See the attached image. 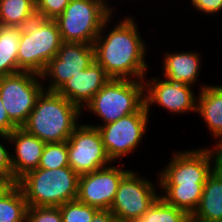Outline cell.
I'll return each instance as SVG.
<instances>
[{
	"instance_id": "f1b7e54d",
	"label": "cell",
	"mask_w": 222,
	"mask_h": 222,
	"mask_svg": "<svg viewBox=\"0 0 222 222\" xmlns=\"http://www.w3.org/2000/svg\"><path fill=\"white\" fill-rule=\"evenodd\" d=\"M191 3L198 11L209 15L222 11V0H191Z\"/></svg>"
},
{
	"instance_id": "ffe728a7",
	"label": "cell",
	"mask_w": 222,
	"mask_h": 222,
	"mask_svg": "<svg viewBox=\"0 0 222 222\" xmlns=\"http://www.w3.org/2000/svg\"><path fill=\"white\" fill-rule=\"evenodd\" d=\"M22 27L0 25V78L18 73V46Z\"/></svg>"
},
{
	"instance_id": "d6986e66",
	"label": "cell",
	"mask_w": 222,
	"mask_h": 222,
	"mask_svg": "<svg viewBox=\"0 0 222 222\" xmlns=\"http://www.w3.org/2000/svg\"><path fill=\"white\" fill-rule=\"evenodd\" d=\"M200 54L194 52L167 53L163 58L162 76L171 83L189 84L191 86L198 81L200 72Z\"/></svg>"
},
{
	"instance_id": "4fadbf2b",
	"label": "cell",
	"mask_w": 222,
	"mask_h": 222,
	"mask_svg": "<svg viewBox=\"0 0 222 222\" xmlns=\"http://www.w3.org/2000/svg\"><path fill=\"white\" fill-rule=\"evenodd\" d=\"M130 170L108 165L79 175L77 199L100 210H109L120 181Z\"/></svg>"
},
{
	"instance_id": "1f68e13d",
	"label": "cell",
	"mask_w": 222,
	"mask_h": 222,
	"mask_svg": "<svg viewBox=\"0 0 222 222\" xmlns=\"http://www.w3.org/2000/svg\"><path fill=\"white\" fill-rule=\"evenodd\" d=\"M117 219L115 216L111 213L110 210H98L93 219L92 222H115Z\"/></svg>"
},
{
	"instance_id": "d6a6232c",
	"label": "cell",
	"mask_w": 222,
	"mask_h": 222,
	"mask_svg": "<svg viewBox=\"0 0 222 222\" xmlns=\"http://www.w3.org/2000/svg\"><path fill=\"white\" fill-rule=\"evenodd\" d=\"M218 151H219L220 158H221V161H222V145L219 146Z\"/></svg>"
},
{
	"instance_id": "5b68a950",
	"label": "cell",
	"mask_w": 222,
	"mask_h": 222,
	"mask_svg": "<svg viewBox=\"0 0 222 222\" xmlns=\"http://www.w3.org/2000/svg\"><path fill=\"white\" fill-rule=\"evenodd\" d=\"M63 43L55 20L36 17L22 28L18 72L42 74Z\"/></svg>"
},
{
	"instance_id": "f546056e",
	"label": "cell",
	"mask_w": 222,
	"mask_h": 222,
	"mask_svg": "<svg viewBox=\"0 0 222 222\" xmlns=\"http://www.w3.org/2000/svg\"><path fill=\"white\" fill-rule=\"evenodd\" d=\"M0 173L13 175L11 166V153L0 142Z\"/></svg>"
},
{
	"instance_id": "30bf717a",
	"label": "cell",
	"mask_w": 222,
	"mask_h": 222,
	"mask_svg": "<svg viewBox=\"0 0 222 222\" xmlns=\"http://www.w3.org/2000/svg\"><path fill=\"white\" fill-rule=\"evenodd\" d=\"M157 192L150 180L131 170L120 181L109 210L119 221H138L159 197Z\"/></svg>"
},
{
	"instance_id": "9a60e30c",
	"label": "cell",
	"mask_w": 222,
	"mask_h": 222,
	"mask_svg": "<svg viewBox=\"0 0 222 222\" xmlns=\"http://www.w3.org/2000/svg\"><path fill=\"white\" fill-rule=\"evenodd\" d=\"M110 79L104 68L94 61L88 68L65 81L56 92L82 110Z\"/></svg>"
},
{
	"instance_id": "8992f818",
	"label": "cell",
	"mask_w": 222,
	"mask_h": 222,
	"mask_svg": "<svg viewBox=\"0 0 222 222\" xmlns=\"http://www.w3.org/2000/svg\"><path fill=\"white\" fill-rule=\"evenodd\" d=\"M104 0H70L61 15L54 19L63 42L94 44L113 8Z\"/></svg>"
},
{
	"instance_id": "e0dca14e",
	"label": "cell",
	"mask_w": 222,
	"mask_h": 222,
	"mask_svg": "<svg viewBox=\"0 0 222 222\" xmlns=\"http://www.w3.org/2000/svg\"><path fill=\"white\" fill-rule=\"evenodd\" d=\"M191 222H222V162L208 176Z\"/></svg>"
},
{
	"instance_id": "5bb4252c",
	"label": "cell",
	"mask_w": 222,
	"mask_h": 222,
	"mask_svg": "<svg viewBox=\"0 0 222 222\" xmlns=\"http://www.w3.org/2000/svg\"><path fill=\"white\" fill-rule=\"evenodd\" d=\"M154 77L144 80V105L148 112L152 104L159 105L173 115L188 111L196 112L197 96L189 84L171 83L169 80ZM146 81V82H145ZM196 96V97H195Z\"/></svg>"
},
{
	"instance_id": "9c48e42d",
	"label": "cell",
	"mask_w": 222,
	"mask_h": 222,
	"mask_svg": "<svg viewBox=\"0 0 222 222\" xmlns=\"http://www.w3.org/2000/svg\"><path fill=\"white\" fill-rule=\"evenodd\" d=\"M149 112L143 104L135 113L129 114L106 125H91L99 130L108 157L124 158L135 151L147 130Z\"/></svg>"
},
{
	"instance_id": "4316f807",
	"label": "cell",
	"mask_w": 222,
	"mask_h": 222,
	"mask_svg": "<svg viewBox=\"0 0 222 222\" xmlns=\"http://www.w3.org/2000/svg\"><path fill=\"white\" fill-rule=\"evenodd\" d=\"M70 0H35L37 17L56 19L62 14Z\"/></svg>"
},
{
	"instance_id": "6da1fadb",
	"label": "cell",
	"mask_w": 222,
	"mask_h": 222,
	"mask_svg": "<svg viewBox=\"0 0 222 222\" xmlns=\"http://www.w3.org/2000/svg\"><path fill=\"white\" fill-rule=\"evenodd\" d=\"M161 173L158 185L164 189L159 195L166 203L186 212L196 211L208 176L222 162L218 148L175 151ZM213 164V165H211Z\"/></svg>"
},
{
	"instance_id": "2e32d148",
	"label": "cell",
	"mask_w": 222,
	"mask_h": 222,
	"mask_svg": "<svg viewBox=\"0 0 222 222\" xmlns=\"http://www.w3.org/2000/svg\"><path fill=\"white\" fill-rule=\"evenodd\" d=\"M8 136L9 142L15 146L11 166L13 178L17 181L27 172L38 168L46 143L23 128L14 129Z\"/></svg>"
},
{
	"instance_id": "3957f363",
	"label": "cell",
	"mask_w": 222,
	"mask_h": 222,
	"mask_svg": "<svg viewBox=\"0 0 222 222\" xmlns=\"http://www.w3.org/2000/svg\"><path fill=\"white\" fill-rule=\"evenodd\" d=\"M81 113L76 104L56 91L43 90L21 128L45 143L65 142L79 125Z\"/></svg>"
},
{
	"instance_id": "7c38bea8",
	"label": "cell",
	"mask_w": 222,
	"mask_h": 222,
	"mask_svg": "<svg viewBox=\"0 0 222 222\" xmlns=\"http://www.w3.org/2000/svg\"><path fill=\"white\" fill-rule=\"evenodd\" d=\"M94 61L93 44L63 42L57 55L49 61L46 69L41 74L42 79L51 80L44 90L57 91L65 81L88 68Z\"/></svg>"
},
{
	"instance_id": "484cf974",
	"label": "cell",
	"mask_w": 222,
	"mask_h": 222,
	"mask_svg": "<svg viewBox=\"0 0 222 222\" xmlns=\"http://www.w3.org/2000/svg\"><path fill=\"white\" fill-rule=\"evenodd\" d=\"M26 222H63L59 207H28Z\"/></svg>"
},
{
	"instance_id": "d4e9b609",
	"label": "cell",
	"mask_w": 222,
	"mask_h": 222,
	"mask_svg": "<svg viewBox=\"0 0 222 222\" xmlns=\"http://www.w3.org/2000/svg\"><path fill=\"white\" fill-rule=\"evenodd\" d=\"M59 209L63 222H92L95 213L99 210L80 202L78 199L60 205Z\"/></svg>"
},
{
	"instance_id": "277c9868",
	"label": "cell",
	"mask_w": 222,
	"mask_h": 222,
	"mask_svg": "<svg viewBox=\"0 0 222 222\" xmlns=\"http://www.w3.org/2000/svg\"><path fill=\"white\" fill-rule=\"evenodd\" d=\"M79 175L70 167L37 168L27 172L16 184L20 187L28 207H59L77 199Z\"/></svg>"
},
{
	"instance_id": "44dd1931",
	"label": "cell",
	"mask_w": 222,
	"mask_h": 222,
	"mask_svg": "<svg viewBox=\"0 0 222 222\" xmlns=\"http://www.w3.org/2000/svg\"><path fill=\"white\" fill-rule=\"evenodd\" d=\"M36 17L35 0H0V25L23 28Z\"/></svg>"
},
{
	"instance_id": "7a4b0ae2",
	"label": "cell",
	"mask_w": 222,
	"mask_h": 222,
	"mask_svg": "<svg viewBox=\"0 0 222 222\" xmlns=\"http://www.w3.org/2000/svg\"><path fill=\"white\" fill-rule=\"evenodd\" d=\"M112 15L104 22L94 41L95 61L111 79L145 80L148 66L146 43L133 19L125 17L104 36ZM135 77V78H134Z\"/></svg>"
},
{
	"instance_id": "ac0fdd59",
	"label": "cell",
	"mask_w": 222,
	"mask_h": 222,
	"mask_svg": "<svg viewBox=\"0 0 222 222\" xmlns=\"http://www.w3.org/2000/svg\"><path fill=\"white\" fill-rule=\"evenodd\" d=\"M199 91L196 113L203 117L210 133L217 138L214 147L219 148L222 145V86L204 84Z\"/></svg>"
},
{
	"instance_id": "8fae6325",
	"label": "cell",
	"mask_w": 222,
	"mask_h": 222,
	"mask_svg": "<svg viewBox=\"0 0 222 222\" xmlns=\"http://www.w3.org/2000/svg\"><path fill=\"white\" fill-rule=\"evenodd\" d=\"M69 167L78 175L96 171L112 163L99 130L79 124L67 140Z\"/></svg>"
},
{
	"instance_id": "cb8c5ba5",
	"label": "cell",
	"mask_w": 222,
	"mask_h": 222,
	"mask_svg": "<svg viewBox=\"0 0 222 222\" xmlns=\"http://www.w3.org/2000/svg\"><path fill=\"white\" fill-rule=\"evenodd\" d=\"M64 167H69L67 141L46 143L38 168L58 169Z\"/></svg>"
},
{
	"instance_id": "603a6c76",
	"label": "cell",
	"mask_w": 222,
	"mask_h": 222,
	"mask_svg": "<svg viewBox=\"0 0 222 222\" xmlns=\"http://www.w3.org/2000/svg\"><path fill=\"white\" fill-rule=\"evenodd\" d=\"M133 222H191V217L159 196L139 220Z\"/></svg>"
},
{
	"instance_id": "4dcf8cb0",
	"label": "cell",
	"mask_w": 222,
	"mask_h": 222,
	"mask_svg": "<svg viewBox=\"0 0 222 222\" xmlns=\"http://www.w3.org/2000/svg\"><path fill=\"white\" fill-rule=\"evenodd\" d=\"M16 182L13 175L0 173V198L8 193L16 185Z\"/></svg>"
},
{
	"instance_id": "52a82bcc",
	"label": "cell",
	"mask_w": 222,
	"mask_h": 222,
	"mask_svg": "<svg viewBox=\"0 0 222 222\" xmlns=\"http://www.w3.org/2000/svg\"><path fill=\"white\" fill-rule=\"evenodd\" d=\"M144 104V80L110 79L85 105L106 125L135 113Z\"/></svg>"
},
{
	"instance_id": "7402d4cb",
	"label": "cell",
	"mask_w": 222,
	"mask_h": 222,
	"mask_svg": "<svg viewBox=\"0 0 222 222\" xmlns=\"http://www.w3.org/2000/svg\"><path fill=\"white\" fill-rule=\"evenodd\" d=\"M27 202L16 184L0 198V222H26Z\"/></svg>"
},
{
	"instance_id": "83f0119b",
	"label": "cell",
	"mask_w": 222,
	"mask_h": 222,
	"mask_svg": "<svg viewBox=\"0 0 222 222\" xmlns=\"http://www.w3.org/2000/svg\"><path fill=\"white\" fill-rule=\"evenodd\" d=\"M18 127L10 120L0 97V138L9 140V134Z\"/></svg>"
},
{
	"instance_id": "ba28073f",
	"label": "cell",
	"mask_w": 222,
	"mask_h": 222,
	"mask_svg": "<svg viewBox=\"0 0 222 222\" xmlns=\"http://www.w3.org/2000/svg\"><path fill=\"white\" fill-rule=\"evenodd\" d=\"M40 80V81H39ZM40 74L21 71L0 78V97L10 120L21 128L44 90Z\"/></svg>"
}]
</instances>
